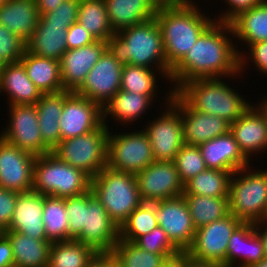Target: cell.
<instances>
[{
	"label": "cell",
	"mask_w": 267,
	"mask_h": 267,
	"mask_svg": "<svg viewBox=\"0 0 267 267\" xmlns=\"http://www.w3.org/2000/svg\"><path fill=\"white\" fill-rule=\"evenodd\" d=\"M230 23L214 21L186 55L171 69L173 91L195 79L235 77L246 68L245 54L236 50ZM231 34V35H230ZM239 51V52H238ZM243 55V56H242ZM244 67V69H243Z\"/></svg>",
	"instance_id": "cell-1"
},
{
	"label": "cell",
	"mask_w": 267,
	"mask_h": 267,
	"mask_svg": "<svg viewBox=\"0 0 267 267\" xmlns=\"http://www.w3.org/2000/svg\"><path fill=\"white\" fill-rule=\"evenodd\" d=\"M106 43L109 52L122 66H143L154 70L156 64V71L170 80L171 68L164 55L162 33L156 18L122 29Z\"/></svg>",
	"instance_id": "cell-2"
},
{
	"label": "cell",
	"mask_w": 267,
	"mask_h": 267,
	"mask_svg": "<svg viewBox=\"0 0 267 267\" xmlns=\"http://www.w3.org/2000/svg\"><path fill=\"white\" fill-rule=\"evenodd\" d=\"M200 12L193 1L182 7L156 11L155 18L162 33L164 55L171 69L215 21Z\"/></svg>",
	"instance_id": "cell-3"
},
{
	"label": "cell",
	"mask_w": 267,
	"mask_h": 267,
	"mask_svg": "<svg viewBox=\"0 0 267 267\" xmlns=\"http://www.w3.org/2000/svg\"><path fill=\"white\" fill-rule=\"evenodd\" d=\"M192 109L216 115L229 124L249 108L250 102L230 88L221 78L195 79L175 91Z\"/></svg>",
	"instance_id": "cell-4"
},
{
	"label": "cell",
	"mask_w": 267,
	"mask_h": 267,
	"mask_svg": "<svg viewBox=\"0 0 267 267\" xmlns=\"http://www.w3.org/2000/svg\"><path fill=\"white\" fill-rule=\"evenodd\" d=\"M90 189L119 228L143 203L136 176L107 166L91 178Z\"/></svg>",
	"instance_id": "cell-5"
},
{
	"label": "cell",
	"mask_w": 267,
	"mask_h": 267,
	"mask_svg": "<svg viewBox=\"0 0 267 267\" xmlns=\"http://www.w3.org/2000/svg\"><path fill=\"white\" fill-rule=\"evenodd\" d=\"M90 187L88 174L60 160L52 152L36 157L32 191L67 198L88 192Z\"/></svg>",
	"instance_id": "cell-6"
},
{
	"label": "cell",
	"mask_w": 267,
	"mask_h": 267,
	"mask_svg": "<svg viewBox=\"0 0 267 267\" xmlns=\"http://www.w3.org/2000/svg\"><path fill=\"white\" fill-rule=\"evenodd\" d=\"M253 170L248 166L232 173L229 211L241 222L256 224L267 218V169Z\"/></svg>",
	"instance_id": "cell-7"
},
{
	"label": "cell",
	"mask_w": 267,
	"mask_h": 267,
	"mask_svg": "<svg viewBox=\"0 0 267 267\" xmlns=\"http://www.w3.org/2000/svg\"><path fill=\"white\" fill-rule=\"evenodd\" d=\"M109 127L103 122L81 136L60 140L52 150L60 160L83 170L91 178L107 166Z\"/></svg>",
	"instance_id": "cell-8"
},
{
	"label": "cell",
	"mask_w": 267,
	"mask_h": 267,
	"mask_svg": "<svg viewBox=\"0 0 267 267\" xmlns=\"http://www.w3.org/2000/svg\"><path fill=\"white\" fill-rule=\"evenodd\" d=\"M154 161L150 141L143 130L117 135L109 131L108 168L136 175Z\"/></svg>",
	"instance_id": "cell-9"
},
{
	"label": "cell",
	"mask_w": 267,
	"mask_h": 267,
	"mask_svg": "<svg viewBox=\"0 0 267 267\" xmlns=\"http://www.w3.org/2000/svg\"><path fill=\"white\" fill-rule=\"evenodd\" d=\"M74 240L93 247L98 253H111L120 240V228L91 189L84 193L83 228Z\"/></svg>",
	"instance_id": "cell-10"
},
{
	"label": "cell",
	"mask_w": 267,
	"mask_h": 267,
	"mask_svg": "<svg viewBox=\"0 0 267 267\" xmlns=\"http://www.w3.org/2000/svg\"><path fill=\"white\" fill-rule=\"evenodd\" d=\"M172 90V91H171ZM173 88L166 97L167 109L161 116L145 125L143 131L148 136L155 161H173L180 148L185 144L183 140L181 113L170 102ZM168 102V103H167Z\"/></svg>",
	"instance_id": "cell-11"
},
{
	"label": "cell",
	"mask_w": 267,
	"mask_h": 267,
	"mask_svg": "<svg viewBox=\"0 0 267 267\" xmlns=\"http://www.w3.org/2000/svg\"><path fill=\"white\" fill-rule=\"evenodd\" d=\"M10 109V124L0 137L11 145L41 156L52 152L44 143L38 125V113L35 104L12 105Z\"/></svg>",
	"instance_id": "cell-12"
},
{
	"label": "cell",
	"mask_w": 267,
	"mask_h": 267,
	"mask_svg": "<svg viewBox=\"0 0 267 267\" xmlns=\"http://www.w3.org/2000/svg\"><path fill=\"white\" fill-rule=\"evenodd\" d=\"M242 222L232 214L196 229L187 252L194 258L212 261L226 267L228 241Z\"/></svg>",
	"instance_id": "cell-13"
},
{
	"label": "cell",
	"mask_w": 267,
	"mask_h": 267,
	"mask_svg": "<svg viewBox=\"0 0 267 267\" xmlns=\"http://www.w3.org/2000/svg\"><path fill=\"white\" fill-rule=\"evenodd\" d=\"M135 176L143 203H154L183 194V183L173 161H154Z\"/></svg>",
	"instance_id": "cell-14"
},
{
	"label": "cell",
	"mask_w": 267,
	"mask_h": 267,
	"mask_svg": "<svg viewBox=\"0 0 267 267\" xmlns=\"http://www.w3.org/2000/svg\"><path fill=\"white\" fill-rule=\"evenodd\" d=\"M122 70L123 66L106 49L75 93L103 108L120 90Z\"/></svg>",
	"instance_id": "cell-15"
},
{
	"label": "cell",
	"mask_w": 267,
	"mask_h": 267,
	"mask_svg": "<svg viewBox=\"0 0 267 267\" xmlns=\"http://www.w3.org/2000/svg\"><path fill=\"white\" fill-rule=\"evenodd\" d=\"M154 204L158 225L180 251H187L193 243L196 228L183 195Z\"/></svg>",
	"instance_id": "cell-16"
},
{
	"label": "cell",
	"mask_w": 267,
	"mask_h": 267,
	"mask_svg": "<svg viewBox=\"0 0 267 267\" xmlns=\"http://www.w3.org/2000/svg\"><path fill=\"white\" fill-rule=\"evenodd\" d=\"M102 123V108L86 97L64 90V104L59 120L61 140L95 130Z\"/></svg>",
	"instance_id": "cell-17"
},
{
	"label": "cell",
	"mask_w": 267,
	"mask_h": 267,
	"mask_svg": "<svg viewBox=\"0 0 267 267\" xmlns=\"http://www.w3.org/2000/svg\"><path fill=\"white\" fill-rule=\"evenodd\" d=\"M36 157L0 137V187L18 193L32 191Z\"/></svg>",
	"instance_id": "cell-18"
},
{
	"label": "cell",
	"mask_w": 267,
	"mask_h": 267,
	"mask_svg": "<svg viewBox=\"0 0 267 267\" xmlns=\"http://www.w3.org/2000/svg\"><path fill=\"white\" fill-rule=\"evenodd\" d=\"M170 102L181 113L183 140L187 145L198 146L230 130L226 120L192 109L175 91Z\"/></svg>",
	"instance_id": "cell-19"
},
{
	"label": "cell",
	"mask_w": 267,
	"mask_h": 267,
	"mask_svg": "<svg viewBox=\"0 0 267 267\" xmlns=\"http://www.w3.org/2000/svg\"><path fill=\"white\" fill-rule=\"evenodd\" d=\"M106 49L105 41H95L80 48L67 50L60 60L64 90L75 92Z\"/></svg>",
	"instance_id": "cell-20"
},
{
	"label": "cell",
	"mask_w": 267,
	"mask_h": 267,
	"mask_svg": "<svg viewBox=\"0 0 267 267\" xmlns=\"http://www.w3.org/2000/svg\"><path fill=\"white\" fill-rule=\"evenodd\" d=\"M229 131L248 160L253 153L267 148V116L257 105L251 104L240 118L230 124Z\"/></svg>",
	"instance_id": "cell-21"
},
{
	"label": "cell",
	"mask_w": 267,
	"mask_h": 267,
	"mask_svg": "<svg viewBox=\"0 0 267 267\" xmlns=\"http://www.w3.org/2000/svg\"><path fill=\"white\" fill-rule=\"evenodd\" d=\"M44 195L34 191L19 193L10 227L36 240H47L42 220Z\"/></svg>",
	"instance_id": "cell-22"
},
{
	"label": "cell",
	"mask_w": 267,
	"mask_h": 267,
	"mask_svg": "<svg viewBox=\"0 0 267 267\" xmlns=\"http://www.w3.org/2000/svg\"><path fill=\"white\" fill-rule=\"evenodd\" d=\"M198 147L207 168L234 173L251 166L250 160L244 156L230 131L201 143Z\"/></svg>",
	"instance_id": "cell-23"
},
{
	"label": "cell",
	"mask_w": 267,
	"mask_h": 267,
	"mask_svg": "<svg viewBox=\"0 0 267 267\" xmlns=\"http://www.w3.org/2000/svg\"><path fill=\"white\" fill-rule=\"evenodd\" d=\"M265 257L263 242L255 224L242 222L228 241L226 267H235L238 260L237 267H249Z\"/></svg>",
	"instance_id": "cell-24"
},
{
	"label": "cell",
	"mask_w": 267,
	"mask_h": 267,
	"mask_svg": "<svg viewBox=\"0 0 267 267\" xmlns=\"http://www.w3.org/2000/svg\"><path fill=\"white\" fill-rule=\"evenodd\" d=\"M66 23L44 22L39 18L32 36L26 41V51L40 57L60 61L68 50Z\"/></svg>",
	"instance_id": "cell-25"
},
{
	"label": "cell",
	"mask_w": 267,
	"mask_h": 267,
	"mask_svg": "<svg viewBox=\"0 0 267 267\" xmlns=\"http://www.w3.org/2000/svg\"><path fill=\"white\" fill-rule=\"evenodd\" d=\"M3 91L9 97V106L36 104L42 95L20 61L0 67V94Z\"/></svg>",
	"instance_id": "cell-26"
},
{
	"label": "cell",
	"mask_w": 267,
	"mask_h": 267,
	"mask_svg": "<svg viewBox=\"0 0 267 267\" xmlns=\"http://www.w3.org/2000/svg\"><path fill=\"white\" fill-rule=\"evenodd\" d=\"M40 18L36 0H9L0 5V24L27 41Z\"/></svg>",
	"instance_id": "cell-27"
},
{
	"label": "cell",
	"mask_w": 267,
	"mask_h": 267,
	"mask_svg": "<svg viewBox=\"0 0 267 267\" xmlns=\"http://www.w3.org/2000/svg\"><path fill=\"white\" fill-rule=\"evenodd\" d=\"M20 62L23 64L27 76L42 94L64 91L60 61L40 57L25 51Z\"/></svg>",
	"instance_id": "cell-28"
},
{
	"label": "cell",
	"mask_w": 267,
	"mask_h": 267,
	"mask_svg": "<svg viewBox=\"0 0 267 267\" xmlns=\"http://www.w3.org/2000/svg\"><path fill=\"white\" fill-rule=\"evenodd\" d=\"M112 30L118 31L141 24L156 16L148 0H104Z\"/></svg>",
	"instance_id": "cell-29"
},
{
	"label": "cell",
	"mask_w": 267,
	"mask_h": 267,
	"mask_svg": "<svg viewBox=\"0 0 267 267\" xmlns=\"http://www.w3.org/2000/svg\"><path fill=\"white\" fill-rule=\"evenodd\" d=\"M64 104V91L42 94L35 106L43 143L52 151L61 140L59 120Z\"/></svg>",
	"instance_id": "cell-30"
},
{
	"label": "cell",
	"mask_w": 267,
	"mask_h": 267,
	"mask_svg": "<svg viewBox=\"0 0 267 267\" xmlns=\"http://www.w3.org/2000/svg\"><path fill=\"white\" fill-rule=\"evenodd\" d=\"M9 238L17 267H48L51 242L36 240L17 231H3Z\"/></svg>",
	"instance_id": "cell-31"
},
{
	"label": "cell",
	"mask_w": 267,
	"mask_h": 267,
	"mask_svg": "<svg viewBox=\"0 0 267 267\" xmlns=\"http://www.w3.org/2000/svg\"><path fill=\"white\" fill-rule=\"evenodd\" d=\"M229 23L233 31L232 38L236 37L248 46L267 41V0L239 13Z\"/></svg>",
	"instance_id": "cell-32"
},
{
	"label": "cell",
	"mask_w": 267,
	"mask_h": 267,
	"mask_svg": "<svg viewBox=\"0 0 267 267\" xmlns=\"http://www.w3.org/2000/svg\"><path fill=\"white\" fill-rule=\"evenodd\" d=\"M154 97H148L139 93H129L119 90L102 108V122L105 124L107 115H111L120 123L128 124L134 122L137 118L149 110V105L153 103Z\"/></svg>",
	"instance_id": "cell-33"
},
{
	"label": "cell",
	"mask_w": 267,
	"mask_h": 267,
	"mask_svg": "<svg viewBox=\"0 0 267 267\" xmlns=\"http://www.w3.org/2000/svg\"><path fill=\"white\" fill-rule=\"evenodd\" d=\"M98 252L74 239L54 242L49 250L48 267H89Z\"/></svg>",
	"instance_id": "cell-34"
},
{
	"label": "cell",
	"mask_w": 267,
	"mask_h": 267,
	"mask_svg": "<svg viewBox=\"0 0 267 267\" xmlns=\"http://www.w3.org/2000/svg\"><path fill=\"white\" fill-rule=\"evenodd\" d=\"M77 22L95 38L105 41L115 33L109 22L104 0H80Z\"/></svg>",
	"instance_id": "cell-35"
},
{
	"label": "cell",
	"mask_w": 267,
	"mask_h": 267,
	"mask_svg": "<svg viewBox=\"0 0 267 267\" xmlns=\"http://www.w3.org/2000/svg\"><path fill=\"white\" fill-rule=\"evenodd\" d=\"M187 202L196 229L230 214L229 197H208L182 194Z\"/></svg>",
	"instance_id": "cell-36"
},
{
	"label": "cell",
	"mask_w": 267,
	"mask_h": 267,
	"mask_svg": "<svg viewBox=\"0 0 267 267\" xmlns=\"http://www.w3.org/2000/svg\"><path fill=\"white\" fill-rule=\"evenodd\" d=\"M232 172L207 168L183 184V194L229 197Z\"/></svg>",
	"instance_id": "cell-37"
},
{
	"label": "cell",
	"mask_w": 267,
	"mask_h": 267,
	"mask_svg": "<svg viewBox=\"0 0 267 267\" xmlns=\"http://www.w3.org/2000/svg\"><path fill=\"white\" fill-rule=\"evenodd\" d=\"M47 240L51 243L69 240V219L65 198L44 195L43 215Z\"/></svg>",
	"instance_id": "cell-38"
},
{
	"label": "cell",
	"mask_w": 267,
	"mask_h": 267,
	"mask_svg": "<svg viewBox=\"0 0 267 267\" xmlns=\"http://www.w3.org/2000/svg\"><path fill=\"white\" fill-rule=\"evenodd\" d=\"M158 225L155 204L142 203L120 227V240L135 242L140 236L150 233Z\"/></svg>",
	"instance_id": "cell-39"
},
{
	"label": "cell",
	"mask_w": 267,
	"mask_h": 267,
	"mask_svg": "<svg viewBox=\"0 0 267 267\" xmlns=\"http://www.w3.org/2000/svg\"><path fill=\"white\" fill-rule=\"evenodd\" d=\"M111 254L122 267H161L167 258L163 254H155L140 249L133 242L119 240Z\"/></svg>",
	"instance_id": "cell-40"
},
{
	"label": "cell",
	"mask_w": 267,
	"mask_h": 267,
	"mask_svg": "<svg viewBox=\"0 0 267 267\" xmlns=\"http://www.w3.org/2000/svg\"><path fill=\"white\" fill-rule=\"evenodd\" d=\"M155 73L156 71L143 66H123L120 90L155 97L157 90Z\"/></svg>",
	"instance_id": "cell-41"
},
{
	"label": "cell",
	"mask_w": 267,
	"mask_h": 267,
	"mask_svg": "<svg viewBox=\"0 0 267 267\" xmlns=\"http://www.w3.org/2000/svg\"><path fill=\"white\" fill-rule=\"evenodd\" d=\"M173 162L183 184L207 169L201 151L195 145L184 144L176 154Z\"/></svg>",
	"instance_id": "cell-42"
},
{
	"label": "cell",
	"mask_w": 267,
	"mask_h": 267,
	"mask_svg": "<svg viewBox=\"0 0 267 267\" xmlns=\"http://www.w3.org/2000/svg\"><path fill=\"white\" fill-rule=\"evenodd\" d=\"M26 51V41L0 24V67L17 63Z\"/></svg>",
	"instance_id": "cell-43"
},
{
	"label": "cell",
	"mask_w": 267,
	"mask_h": 267,
	"mask_svg": "<svg viewBox=\"0 0 267 267\" xmlns=\"http://www.w3.org/2000/svg\"><path fill=\"white\" fill-rule=\"evenodd\" d=\"M140 249L166 257L173 256L180 250L171 242L166 232L157 226L150 233L140 236L135 242Z\"/></svg>",
	"instance_id": "cell-44"
},
{
	"label": "cell",
	"mask_w": 267,
	"mask_h": 267,
	"mask_svg": "<svg viewBox=\"0 0 267 267\" xmlns=\"http://www.w3.org/2000/svg\"><path fill=\"white\" fill-rule=\"evenodd\" d=\"M65 211L69 219V240H72L81 233L83 228L84 193L65 198Z\"/></svg>",
	"instance_id": "cell-45"
},
{
	"label": "cell",
	"mask_w": 267,
	"mask_h": 267,
	"mask_svg": "<svg viewBox=\"0 0 267 267\" xmlns=\"http://www.w3.org/2000/svg\"><path fill=\"white\" fill-rule=\"evenodd\" d=\"M80 0H66L55 10L45 14H40L44 22L66 23L71 27L77 22Z\"/></svg>",
	"instance_id": "cell-46"
},
{
	"label": "cell",
	"mask_w": 267,
	"mask_h": 267,
	"mask_svg": "<svg viewBox=\"0 0 267 267\" xmlns=\"http://www.w3.org/2000/svg\"><path fill=\"white\" fill-rule=\"evenodd\" d=\"M18 195V192L0 187V229L2 231L10 227Z\"/></svg>",
	"instance_id": "cell-47"
},
{
	"label": "cell",
	"mask_w": 267,
	"mask_h": 267,
	"mask_svg": "<svg viewBox=\"0 0 267 267\" xmlns=\"http://www.w3.org/2000/svg\"><path fill=\"white\" fill-rule=\"evenodd\" d=\"M95 38L78 22L68 28L66 42L68 50L76 49L94 43Z\"/></svg>",
	"instance_id": "cell-48"
},
{
	"label": "cell",
	"mask_w": 267,
	"mask_h": 267,
	"mask_svg": "<svg viewBox=\"0 0 267 267\" xmlns=\"http://www.w3.org/2000/svg\"><path fill=\"white\" fill-rule=\"evenodd\" d=\"M227 5H229L228 9L223 12L221 15H218V19H214L218 22L229 23L233 18H235L239 13L250 10L251 8L259 5L264 0H224Z\"/></svg>",
	"instance_id": "cell-49"
},
{
	"label": "cell",
	"mask_w": 267,
	"mask_h": 267,
	"mask_svg": "<svg viewBox=\"0 0 267 267\" xmlns=\"http://www.w3.org/2000/svg\"><path fill=\"white\" fill-rule=\"evenodd\" d=\"M248 48L251 52H248L250 55L248 59L253 60L251 63L254 62V65L259 71L267 74V41L256 42Z\"/></svg>",
	"instance_id": "cell-50"
},
{
	"label": "cell",
	"mask_w": 267,
	"mask_h": 267,
	"mask_svg": "<svg viewBox=\"0 0 267 267\" xmlns=\"http://www.w3.org/2000/svg\"><path fill=\"white\" fill-rule=\"evenodd\" d=\"M14 265L12 245L9 238L2 233L0 235V267Z\"/></svg>",
	"instance_id": "cell-51"
},
{
	"label": "cell",
	"mask_w": 267,
	"mask_h": 267,
	"mask_svg": "<svg viewBox=\"0 0 267 267\" xmlns=\"http://www.w3.org/2000/svg\"><path fill=\"white\" fill-rule=\"evenodd\" d=\"M157 11L161 9L178 8L190 4L192 0H148Z\"/></svg>",
	"instance_id": "cell-52"
},
{
	"label": "cell",
	"mask_w": 267,
	"mask_h": 267,
	"mask_svg": "<svg viewBox=\"0 0 267 267\" xmlns=\"http://www.w3.org/2000/svg\"><path fill=\"white\" fill-rule=\"evenodd\" d=\"M161 267H186V251L167 257Z\"/></svg>",
	"instance_id": "cell-53"
},
{
	"label": "cell",
	"mask_w": 267,
	"mask_h": 267,
	"mask_svg": "<svg viewBox=\"0 0 267 267\" xmlns=\"http://www.w3.org/2000/svg\"><path fill=\"white\" fill-rule=\"evenodd\" d=\"M64 1L66 0H36L37 10L39 14H45L55 10Z\"/></svg>",
	"instance_id": "cell-54"
},
{
	"label": "cell",
	"mask_w": 267,
	"mask_h": 267,
	"mask_svg": "<svg viewBox=\"0 0 267 267\" xmlns=\"http://www.w3.org/2000/svg\"><path fill=\"white\" fill-rule=\"evenodd\" d=\"M89 267H112V254L98 253L91 261Z\"/></svg>",
	"instance_id": "cell-55"
},
{
	"label": "cell",
	"mask_w": 267,
	"mask_h": 267,
	"mask_svg": "<svg viewBox=\"0 0 267 267\" xmlns=\"http://www.w3.org/2000/svg\"><path fill=\"white\" fill-rule=\"evenodd\" d=\"M186 267H222L218 263H214L212 261L200 260L192 257L186 251Z\"/></svg>",
	"instance_id": "cell-56"
},
{
	"label": "cell",
	"mask_w": 267,
	"mask_h": 267,
	"mask_svg": "<svg viewBox=\"0 0 267 267\" xmlns=\"http://www.w3.org/2000/svg\"><path fill=\"white\" fill-rule=\"evenodd\" d=\"M259 226L261 228L263 227L264 231ZM255 228H256V231L260 235V238H261V240L263 242L264 253H265V256L267 257V218L262 220L261 222L256 223L255 224Z\"/></svg>",
	"instance_id": "cell-57"
},
{
	"label": "cell",
	"mask_w": 267,
	"mask_h": 267,
	"mask_svg": "<svg viewBox=\"0 0 267 267\" xmlns=\"http://www.w3.org/2000/svg\"><path fill=\"white\" fill-rule=\"evenodd\" d=\"M249 267H267V257L257 263L251 264Z\"/></svg>",
	"instance_id": "cell-58"
},
{
	"label": "cell",
	"mask_w": 267,
	"mask_h": 267,
	"mask_svg": "<svg viewBox=\"0 0 267 267\" xmlns=\"http://www.w3.org/2000/svg\"><path fill=\"white\" fill-rule=\"evenodd\" d=\"M258 106L261 108V110L267 116V98H265L260 104L258 103Z\"/></svg>",
	"instance_id": "cell-59"
},
{
	"label": "cell",
	"mask_w": 267,
	"mask_h": 267,
	"mask_svg": "<svg viewBox=\"0 0 267 267\" xmlns=\"http://www.w3.org/2000/svg\"><path fill=\"white\" fill-rule=\"evenodd\" d=\"M112 267H122L119 262H117V259L112 255Z\"/></svg>",
	"instance_id": "cell-60"
},
{
	"label": "cell",
	"mask_w": 267,
	"mask_h": 267,
	"mask_svg": "<svg viewBox=\"0 0 267 267\" xmlns=\"http://www.w3.org/2000/svg\"><path fill=\"white\" fill-rule=\"evenodd\" d=\"M7 1H9V0H0V5L4 4Z\"/></svg>",
	"instance_id": "cell-61"
}]
</instances>
